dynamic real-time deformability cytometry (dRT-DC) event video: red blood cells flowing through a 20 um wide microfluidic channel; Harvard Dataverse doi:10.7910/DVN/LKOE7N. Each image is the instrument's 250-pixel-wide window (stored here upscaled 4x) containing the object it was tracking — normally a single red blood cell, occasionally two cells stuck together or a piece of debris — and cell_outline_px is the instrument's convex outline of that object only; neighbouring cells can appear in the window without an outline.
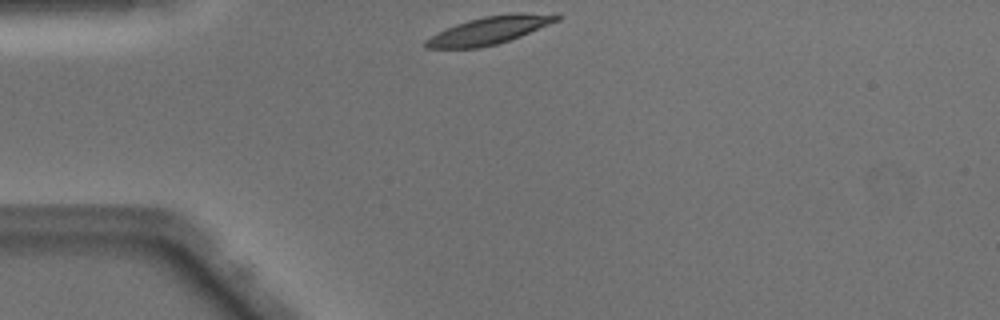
{"species": "Egyptian fruit bat (a non-hibernating species)", "species_latin": "Rousettus aegyptiacus", "temperature_condition": "warm", "stored_images_in_passage": 38, "camera_frame_rate_fps": 3000, "um_per_image_px": 0.085, "animal": {"sex": "male"}, "frame": {"image": 1, "passage_image": 1, "time_ms": 0.0, "image_size_px": [1000, 320], "cell_outline_px": [[564, 16], [560, 20], [520, 36], [496, 44], [480, 48], [424, 48], [424, 40], [456, 24], [468, 20], [484, 16], [516, 12], [560, 12]], "centroid_in_image_um": [41.73, 2.53], "position_along_channel_um": 43.3, "area_um2": 21.44}}
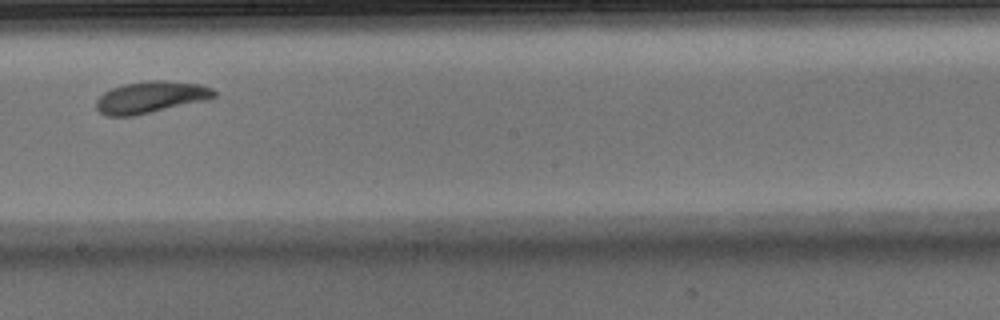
{"frame": {"image": 2, "passage_image": 17, "time_ms": 5.333, "image_size_px": [1000, 320], "cell_outline_px": [[216, 96], [208, 100], [132, 116], [104, 116], [96, 108], [96, 100], [104, 92], [112, 88], [124, 84], [148, 80], [164, 80], [200, 84], [212, 88], [216, 92]], "centroid_in_image_um": [12.82, 8.26], "position_along_channel_um": 235.4, "area_um2": 21.85}}
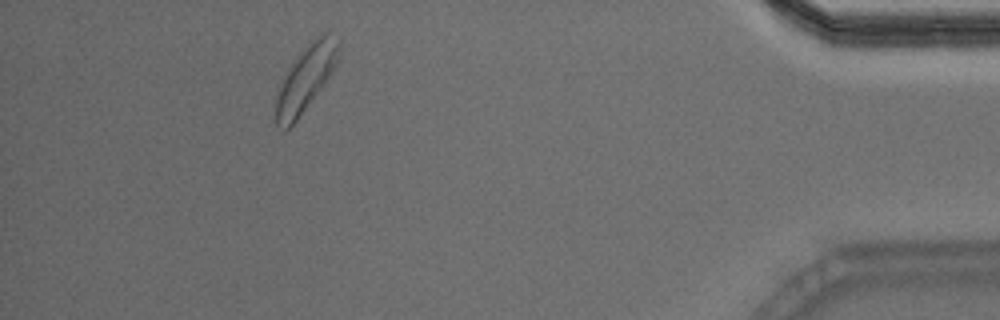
{"frame": {"image": 3, "passage_image": 34, "time_ms": 11.0, "image_size_px": [1000, 320], "cell_outline_px": [[340, 44], [336, 60], [328, 76], [296, 120], [284, 132], [276, 124], [276, 88], [288, 68], [296, 56], [316, 36], [328, 28], [340, 36]], "centroid_in_image_um": [25.97, 6.57], "position_along_channel_um": 409.2, "area_um2": 23.87}, "authors_computed_cell_mechanics": {"area_um2": 21.386, "velocity_mm_per_s": 4.0313, "shape_relaxation_time_tau1_ms": 2.2975, "shape_relaxation_time_tau2_ms": 6.6389, "deformation_change_tau1": 0.1381, "deformation_change_tau2": 0.1474}}